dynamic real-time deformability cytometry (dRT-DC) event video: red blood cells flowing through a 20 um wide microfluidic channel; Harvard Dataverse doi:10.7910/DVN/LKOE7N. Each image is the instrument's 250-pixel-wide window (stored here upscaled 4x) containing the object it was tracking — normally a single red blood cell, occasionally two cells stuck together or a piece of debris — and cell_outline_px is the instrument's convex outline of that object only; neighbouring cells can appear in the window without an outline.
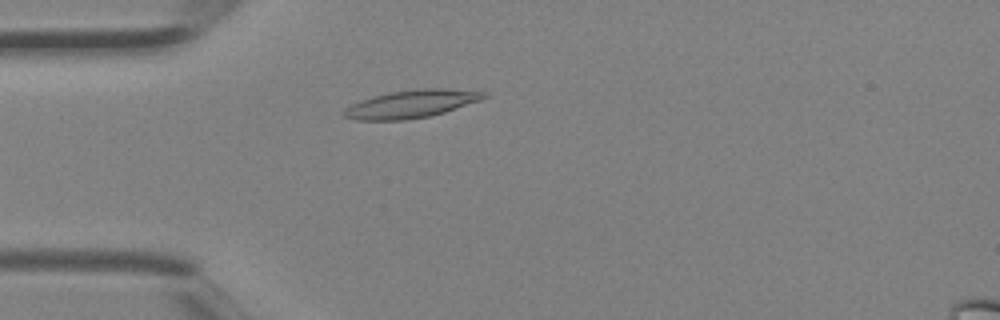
{"species": "Egyptian fruit bat (a non-hibernating species)", "species_latin": "Rousettus aegyptiacus", "temperature_condition": "room temperature", "stored_images_in_passage": 1, "camera_frame_rate_fps": 3000, "um_per_image_px": 0.085, "animal": {"sex": "female"}, "frame": {"image": 1, "passage_image": 1, "time_ms": 0.0, "image_size_px": [1000, 320], "cell_outline_px": [[488, 96], [480, 100], [432, 116], [404, 120], [356, 120], [344, 116], [344, 108], [360, 100], [372, 96], [388, 92], [416, 88], [444, 88], [488, 92]], "centroid_in_image_um": [34.96, 8.82], "position_along_channel_um": 50.0, "area_um2": 22.83}}